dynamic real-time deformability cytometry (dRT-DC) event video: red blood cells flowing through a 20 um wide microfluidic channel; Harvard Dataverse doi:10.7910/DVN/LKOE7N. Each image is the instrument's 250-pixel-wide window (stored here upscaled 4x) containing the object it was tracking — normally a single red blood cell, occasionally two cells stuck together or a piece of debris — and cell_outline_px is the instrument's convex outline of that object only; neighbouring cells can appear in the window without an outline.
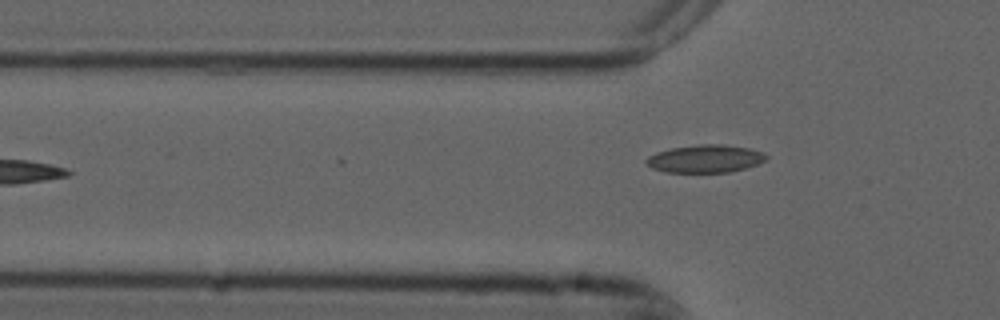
{"species": "common noctule bat (a hibernating species)", "species_latin": "Nyctalus noctula", "temperature_condition": "cold", "stored_images_in_passage": 5, "camera_frame_rate_fps": 3000, "um_per_image_px": 0.085, "animal": {"sex": "male", "forearm_length_mm": 52.5}, "frame": {"image": 1, "passage_image": 5, "time_ms": 1.333, "image_size_px": [1000, 320], "cell_outline_px": [[768, 160], [744, 168], [728, 172], [664, 172], [652, 168], [644, 160], [648, 156], [656, 152], [672, 148], [700, 144], [720, 144], [748, 148], [764, 152], [768, 156]], "centroid_in_image_um": [59.95, 13.49], "position_along_channel_um": 65.9, "area_um2": 19.36}}